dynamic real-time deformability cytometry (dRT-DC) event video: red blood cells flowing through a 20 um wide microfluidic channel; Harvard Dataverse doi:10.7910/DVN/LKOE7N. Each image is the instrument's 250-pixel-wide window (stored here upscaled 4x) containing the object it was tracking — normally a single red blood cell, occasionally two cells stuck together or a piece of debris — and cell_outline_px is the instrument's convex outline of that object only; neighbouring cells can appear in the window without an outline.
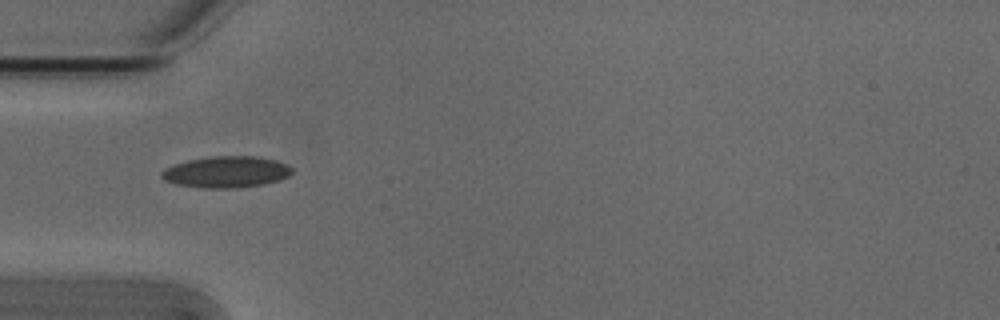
{"species": "Egyptian fruit bat (a non-hibernating species)", "species_latin": "Rousettus aegyptiacus", "temperature_condition": "cold", "stored_images_in_passage": 5, "camera_frame_rate_fps": 3000, "um_per_image_px": 0.085, "animal": {"sex": "male"}, "frame": {"image": 1, "passage_image": 5, "time_ms": 1.333, "image_size_px": [1000, 320], "cell_outline_px": [[292, 172], [288, 176], [280, 180], [264, 184], [236, 188], [204, 188], [176, 184], [164, 180], [160, 176], [160, 172], [164, 168], [172, 164], [188, 160], [212, 156], [256, 156], [288, 164], [292, 168]], "centroid_in_image_um": [19.2, 14.62], "position_along_channel_um": 65.8, "area_um2": 23.99}}